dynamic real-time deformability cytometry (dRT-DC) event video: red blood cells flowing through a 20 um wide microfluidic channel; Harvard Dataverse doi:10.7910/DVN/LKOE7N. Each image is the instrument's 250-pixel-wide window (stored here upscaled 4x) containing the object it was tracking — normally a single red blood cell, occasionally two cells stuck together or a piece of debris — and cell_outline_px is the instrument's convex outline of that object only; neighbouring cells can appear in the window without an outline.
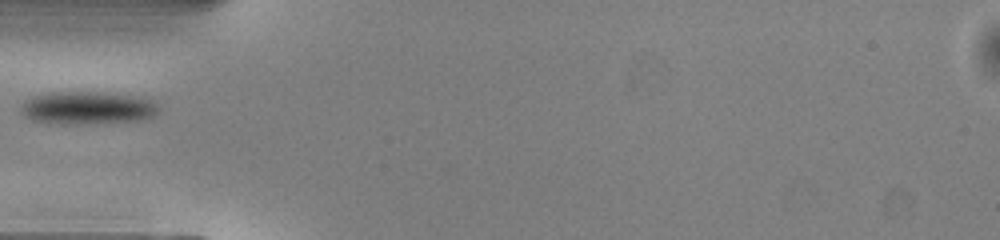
{"species": "common noctule bat (a hibernating species)", "species_latin": "Nyctalus noctula", "temperature_condition": "warm", "stored_images_in_passage": 28, "camera_frame_rate_fps": 3000, "um_per_image_px": 0.085, "animal": {"sex": "male", "body_mass_g": 13.0, "forearm_length_mm": 53.1}, "frame": {"image": 1, "passage_image": 1, "time_ms": 0.0, "image_size_px": [1000, 240], "cell_outline_px": [[160, 112], [156, 116], [140, 120], [80, 124], [60, 124], [32, 120], [24, 116], [20, 112], [20, 104], [24, 100], [32, 96], [48, 92], [100, 92], [144, 96], [160, 104]], "centroid_in_image_um": [7.48, 9.16], "position_along_channel_um": 77.5, "area_um2": 27.05}}
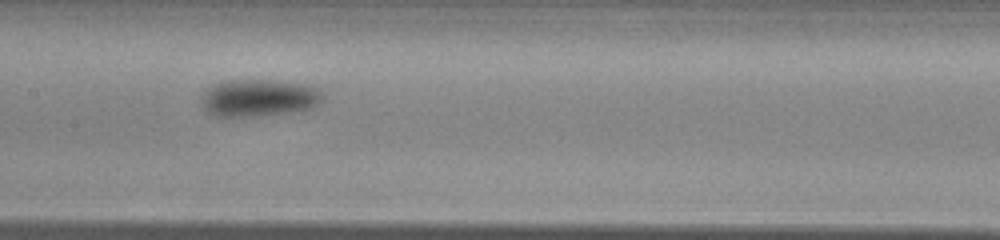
{"frame": {"image": 2, "passage_image": 9, "time_ms": 2.667, "image_size_px": [1000, 240], "cell_outline_px": [[324, 100], [320, 104], [308, 108], [284, 112], [256, 116], [216, 116], [208, 112], [204, 108], [200, 100], [204, 92], [212, 84], [224, 80], [268, 80], [308, 84], [316, 88], [324, 96]], "centroid_in_image_um": [21.97, 8.3], "position_along_channel_um": 185.4, "area_um2": 26.18}}
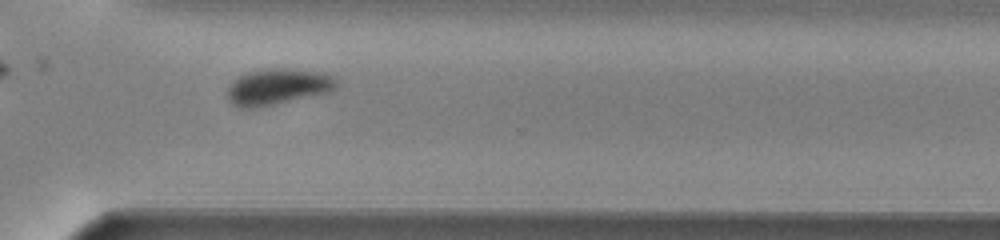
{"frame": {"image": 3, "passage_image": 21, "time_ms": 6.667, "image_size_px": [1000, 240], "cell_outline_px": [[336, 88], [332, 92], [264, 108], [240, 108], [232, 104], [228, 100], [228, 88], [232, 80], [248, 72], [272, 68], [284, 68], [320, 72], [332, 76], [336, 80]], "centroid_in_image_um": [23.61, 7.41], "position_along_channel_um": 347.0, "area_um2": 23.41}}